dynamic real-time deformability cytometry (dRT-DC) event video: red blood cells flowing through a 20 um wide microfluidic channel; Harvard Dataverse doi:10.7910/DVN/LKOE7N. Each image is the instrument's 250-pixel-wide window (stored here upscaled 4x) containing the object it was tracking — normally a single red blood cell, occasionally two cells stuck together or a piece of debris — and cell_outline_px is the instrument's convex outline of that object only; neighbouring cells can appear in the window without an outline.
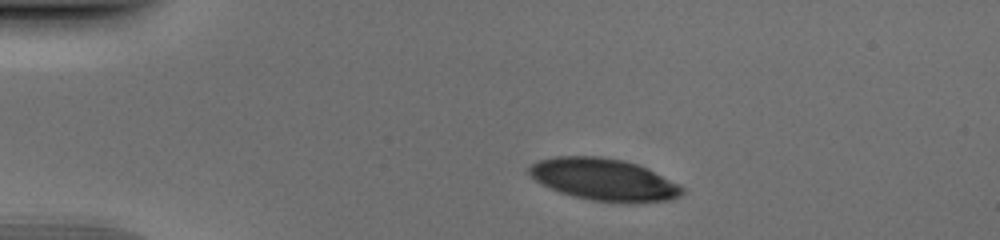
{"species": "human", "species_latin": "Homo sapiens", "temperature_condition": "cold", "stored_images_in_passage": 38, "camera_frame_rate_fps": 3000, "um_per_image_px": 0.085, "donor": {"sex": "male"}, "frame": {"image": 1, "passage_image": 1, "time_ms": 0.0, "image_size_px": [1000, 240], "cell_outline_px": [[684, 192], [680, 196], [668, 200], [592, 200], [572, 196], [560, 192], [536, 180], [528, 172], [528, 168], [532, 164], [540, 160], [556, 156], [600, 156], [624, 160], [648, 168], [684, 188]], "centroid_in_image_um": [51.29, 15.21], "position_along_channel_um": 33.7, "area_um2": 36.3}}
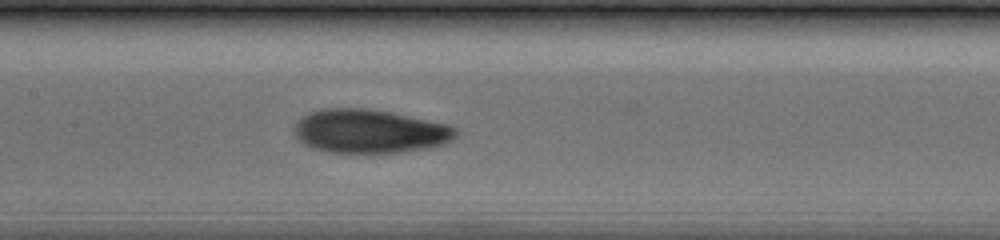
{"frame": {"image": 2, "passage_image": 16, "time_ms": 5.0, "image_size_px": [1000, 240], "cell_outline_px": [[460, 132], [452, 140], [444, 144], [428, 148], [400, 152], [328, 152], [312, 148], [304, 144], [296, 136], [296, 124], [304, 116], [312, 112], [324, 108], [368, 108], [448, 124], [456, 128]], "centroid_in_image_um": [31.47, 11.16], "position_along_channel_um": 175.9, "area_um2": 40.75}}
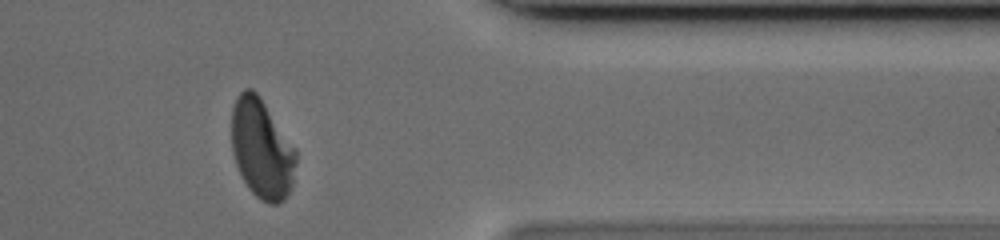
{"frame": {"image": 3, "passage_image": 33, "time_ms": 10.667, "image_size_px": [1000, 240], "cell_outline_px": [[296, 164], [292, 184], [284, 200], [276, 204], [268, 204], [260, 200], [248, 188], [240, 176], [232, 152], [232, 108], [236, 96], [244, 88], [252, 88], [260, 96], [296, 148]], "centroid_in_image_um": [22.24, 12.64], "position_along_channel_um": 389.2, "area_um2": 37.69}}